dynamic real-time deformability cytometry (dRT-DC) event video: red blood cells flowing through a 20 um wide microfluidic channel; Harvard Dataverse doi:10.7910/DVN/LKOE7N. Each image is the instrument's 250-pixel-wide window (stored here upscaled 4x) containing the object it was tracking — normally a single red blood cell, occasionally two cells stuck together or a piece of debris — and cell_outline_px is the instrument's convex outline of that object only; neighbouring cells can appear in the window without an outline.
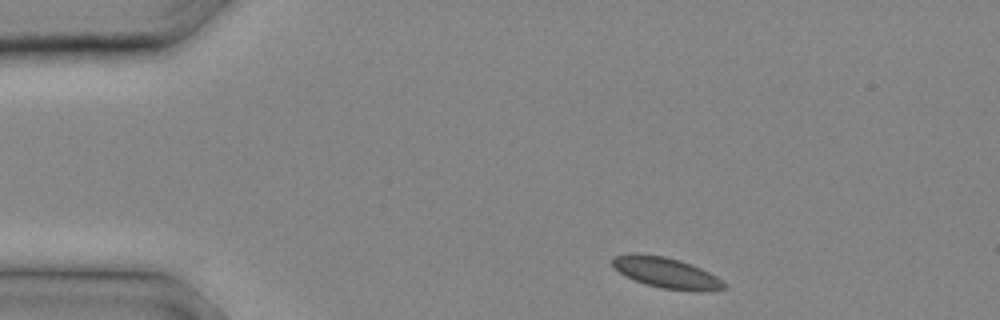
{"species": "common noctule bat (a hibernating species)", "species_latin": "Nyctalus noctula", "temperature_condition": "cold", "stored_images_in_passage": 6, "camera_frame_rate_fps": 3000, "um_per_image_px": 0.085, "animal": {"sex": "male", "body_mass_g": 20.4}, "frame": {"image": 1, "passage_image": 1, "time_ms": 0.0, "image_size_px": [1000, 320], "cell_outline_px": [[728, 288], [692, 292], [660, 288], [644, 284], [624, 276], [612, 268], [612, 260], [616, 256], [632, 252], [636, 252], [664, 256], [680, 260], [692, 264], [716, 276], [728, 284]], "centroid_in_image_um": [56.61, 23.19], "position_along_channel_um": 28.4, "area_um2": 20.46}}
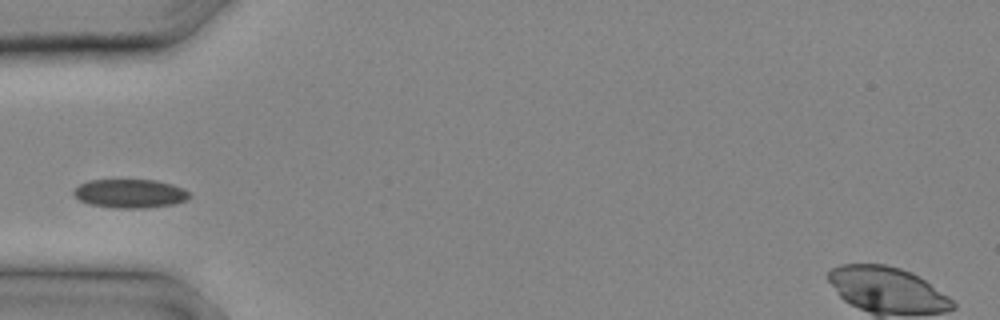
{"frame": {"image": 2, "passage_image": 5, "time_ms": 1.333, "image_size_px": [1000, 320], "cell_outline_px": [[192, 196], [188, 200], [176, 204], [148, 208], [116, 208], [92, 204], [80, 200], [72, 192], [80, 184], [88, 180], [156, 180], [172, 184], [184, 188]], "centroid_in_image_um": [11.12, 16.45], "position_along_channel_um": 73.9, "area_um2": 19.48}}